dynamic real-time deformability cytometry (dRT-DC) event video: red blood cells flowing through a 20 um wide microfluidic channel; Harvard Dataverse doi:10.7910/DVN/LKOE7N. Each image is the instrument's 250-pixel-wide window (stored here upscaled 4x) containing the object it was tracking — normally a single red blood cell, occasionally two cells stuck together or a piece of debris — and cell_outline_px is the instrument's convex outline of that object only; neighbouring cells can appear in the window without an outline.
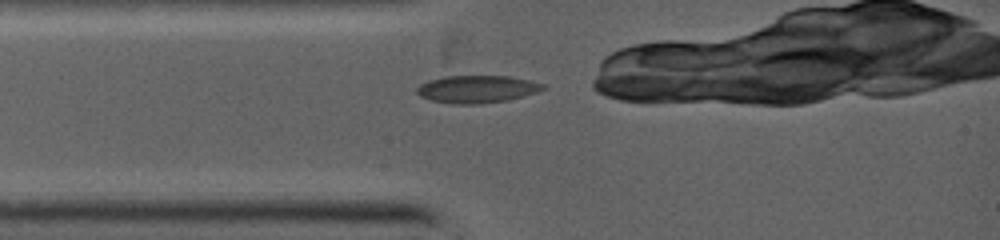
{"species": "common noctule bat (a hibernating species)", "species_latin": "Nyctalus noctula", "temperature_condition": "warm", "stored_images_in_passage": 7, "camera_frame_rate_fps": 5000, "um_per_image_px": 0.085, "animal": {"sex": "female", "body_mass_g": 19.0, "forearm_length_mm": 53.3}, "frame": {"image": 1, "passage_image": 1, "time_ms": 0.0, "image_size_px": [1000, 240], "cell_outline_px": [[548, 88], [536, 92], [508, 100], [476, 104], [456, 104], [432, 100], [420, 96], [416, 92], [416, 88], [420, 84], [428, 80], [444, 76], [508, 76], [528, 80], [544, 84]], "centroid_in_image_um": [40.53, 7.57], "position_along_channel_um": 44.5, "area_um2": 20.11}}
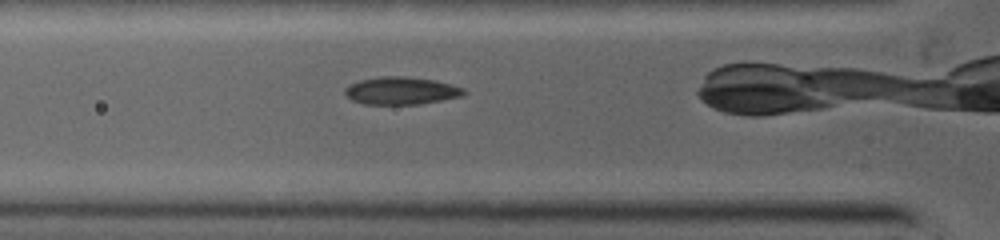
{"frame": {"image": 2, "passage_image": 3, "time_ms": 1.0, "image_size_px": [1000, 240], "cell_outline_px": [[468, 92], [464, 96], [420, 104], [364, 104], [352, 100], [344, 92], [344, 88], [348, 84], [360, 80], [380, 76], [408, 76], [436, 80], [464, 88]], "centroid_in_image_um": [34.12, 7.7], "position_along_channel_um": 91.7, "area_um2": 19.36}}